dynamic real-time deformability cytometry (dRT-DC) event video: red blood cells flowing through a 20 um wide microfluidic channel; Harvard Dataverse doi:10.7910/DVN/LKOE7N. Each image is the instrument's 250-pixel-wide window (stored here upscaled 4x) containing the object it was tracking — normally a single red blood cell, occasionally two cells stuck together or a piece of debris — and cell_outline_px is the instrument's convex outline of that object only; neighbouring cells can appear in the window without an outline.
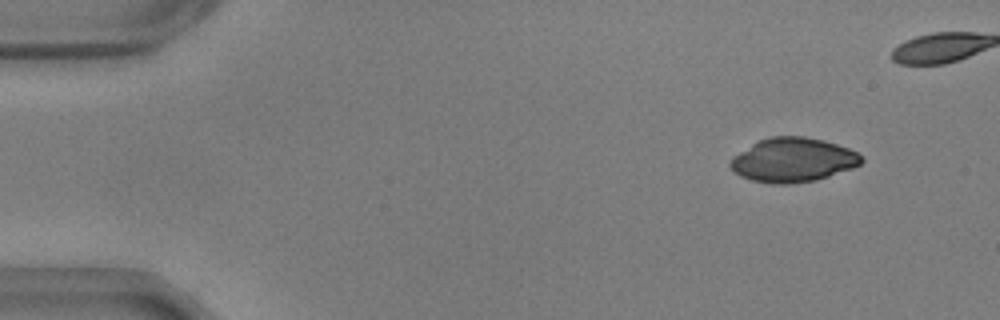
{"species": "common noctule bat (a hibernating species)", "species_latin": "Nyctalus noctula", "temperature_condition": "warm", "stored_images_in_passage": 44, "camera_frame_rate_fps": 3000, "um_per_image_px": 0.085, "animal": {"sex": "male", "body_mass_g": 17.9, "forearm_length_mm": 54.2}, "frame": {"image": 1, "passage_image": 1, "time_ms": 0.0, "image_size_px": [1000, 320], "cell_outline_px": [[864, 160], [860, 164], [852, 168], [816, 180], [792, 184], [772, 184], [752, 180], [740, 176], [728, 164], [732, 156], [752, 144], [760, 140], [772, 136], [804, 136], [824, 140], [848, 148], [864, 156]], "centroid_in_image_um": [67.4, 13.6], "position_along_channel_um": 17.6, "area_um2": 33.76}}